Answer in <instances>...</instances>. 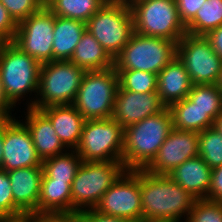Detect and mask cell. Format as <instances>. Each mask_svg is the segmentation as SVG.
Returning <instances> with one entry per match:
<instances>
[{"instance_id":"obj_1","label":"cell","mask_w":222,"mask_h":222,"mask_svg":"<svg viewBox=\"0 0 222 222\" xmlns=\"http://www.w3.org/2000/svg\"><path fill=\"white\" fill-rule=\"evenodd\" d=\"M142 221L179 222L189 216L197 198L168 175L140 169Z\"/></svg>"},{"instance_id":"obj_2","label":"cell","mask_w":222,"mask_h":222,"mask_svg":"<svg viewBox=\"0 0 222 222\" xmlns=\"http://www.w3.org/2000/svg\"><path fill=\"white\" fill-rule=\"evenodd\" d=\"M173 129L168 107L124 129L122 163L126 170L145 169Z\"/></svg>"},{"instance_id":"obj_3","label":"cell","mask_w":222,"mask_h":222,"mask_svg":"<svg viewBox=\"0 0 222 222\" xmlns=\"http://www.w3.org/2000/svg\"><path fill=\"white\" fill-rule=\"evenodd\" d=\"M86 30L114 60L134 32L129 4L124 0H107L86 22Z\"/></svg>"},{"instance_id":"obj_4","label":"cell","mask_w":222,"mask_h":222,"mask_svg":"<svg viewBox=\"0 0 222 222\" xmlns=\"http://www.w3.org/2000/svg\"><path fill=\"white\" fill-rule=\"evenodd\" d=\"M85 73V70L70 61L41 64L37 99L28 103V107L42 109L52 105L73 104Z\"/></svg>"},{"instance_id":"obj_5","label":"cell","mask_w":222,"mask_h":222,"mask_svg":"<svg viewBox=\"0 0 222 222\" xmlns=\"http://www.w3.org/2000/svg\"><path fill=\"white\" fill-rule=\"evenodd\" d=\"M118 87V73L114 66L86 71L72 105L85 120L112 118Z\"/></svg>"},{"instance_id":"obj_6","label":"cell","mask_w":222,"mask_h":222,"mask_svg":"<svg viewBox=\"0 0 222 222\" xmlns=\"http://www.w3.org/2000/svg\"><path fill=\"white\" fill-rule=\"evenodd\" d=\"M129 6L134 32L138 34L178 43L187 33L178 14L176 0H135Z\"/></svg>"},{"instance_id":"obj_7","label":"cell","mask_w":222,"mask_h":222,"mask_svg":"<svg viewBox=\"0 0 222 222\" xmlns=\"http://www.w3.org/2000/svg\"><path fill=\"white\" fill-rule=\"evenodd\" d=\"M122 162H82L71 185L72 213L94 209L125 171Z\"/></svg>"},{"instance_id":"obj_8","label":"cell","mask_w":222,"mask_h":222,"mask_svg":"<svg viewBox=\"0 0 222 222\" xmlns=\"http://www.w3.org/2000/svg\"><path fill=\"white\" fill-rule=\"evenodd\" d=\"M175 56H177L176 42L133 32L129 42L114 59V68L158 74Z\"/></svg>"},{"instance_id":"obj_9","label":"cell","mask_w":222,"mask_h":222,"mask_svg":"<svg viewBox=\"0 0 222 222\" xmlns=\"http://www.w3.org/2000/svg\"><path fill=\"white\" fill-rule=\"evenodd\" d=\"M124 128L112 118L85 120L76 153L84 162H122Z\"/></svg>"},{"instance_id":"obj_10","label":"cell","mask_w":222,"mask_h":222,"mask_svg":"<svg viewBox=\"0 0 222 222\" xmlns=\"http://www.w3.org/2000/svg\"><path fill=\"white\" fill-rule=\"evenodd\" d=\"M40 68L35 58L13 42L4 45L0 52V77L4 92L14 106L28 92H38Z\"/></svg>"},{"instance_id":"obj_11","label":"cell","mask_w":222,"mask_h":222,"mask_svg":"<svg viewBox=\"0 0 222 222\" xmlns=\"http://www.w3.org/2000/svg\"><path fill=\"white\" fill-rule=\"evenodd\" d=\"M94 210L132 222L142 221L140 169L125 170L102 195Z\"/></svg>"},{"instance_id":"obj_12","label":"cell","mask_w":222,"mask_h":222,"mask_svg":"<svg viewBox=\"0 0 222 222\" xmlns=\"http://www.w3.org/2000/svg\"><path fill=\"white\" fill-rule=\"evenodd\" d=\"M55 15L44 5L17 24L13 43L40 64L53 61Z\"/></svg>"},{"instance_id":"obj_13","label":"cell","mask_w":222,"mask_h":222,"mask_svg":"<svg viewBox=\"0 0 222 222\" xmlns=\"http://www.w3.org/2000/svg\"><path fill=\"white\" fill-rule=\"evenodd\" d=\"M177 57L183 62L193 85L217 83L222 59L205 36L186 33L177 43Z\"/></svg>"},{"instance_id":"obj_14","label":"cell","mask_w":222,"mask_h":222,"mask_svg":"<svg viewBox=\"0 0 222 222\" xmlns=\"http://www.w3.org/2000/svg\"><path fill=\"white\" fill-rule=\"evenodd\" d=\"M198 145V132L173 128L145 170L154 175H168L183 162L198 156Z\"/></svg>"},{"instance_id":"obj_15","label":"cell","mask_w":222,"mask_h":222,"mask_svg":"<svg viewBox=\"0 0 222 222\" xmlns=\"http://www.w3.org/2000/svg\"><path fill=\"white\" fill-rule=\"evenodd\" d=\"M34 166H42V161L37 156L28 128L15 118L5 119L1 169L11 171Z\"/></svg>"},{"instance_id":"obj_16","label":"cell","mask_w":222,"mask_h":222,"mask_svg":"<svg viewBox=\"0 0 222 222\" xmlns=\"http://www.w3.org/2000/svg\"><path fill=\"white\" fill-rule=\"evenodd\" d=\"M165 108L157 93H135L118 87L112 119L125 129Z\"/></svg>"},{"instance_id":"obj_17","label":"cell","mask_w":222,"mask_h":222,"mask_svg":"<svg viewBox=\"0 0 222 222\" xmlns=\"http://www.w3.org/2000/svg\"><path fill=\"white\" fill-rule=\"evenodd\" d=\"M14 204L24 214L38 216V200L40 197L42 166L18 168L7 171Z\"/></svg>"},{"instance_id":"obj_18","label":"cell","mask_w":222,"mask_h":222,"mask_svg":"<svg viewBox=\"0 0 222 222\" xmlns=\"http://www.w3.org/2000/svg\"><path fill=\"white\" fill-rule=\"evenodd\" d=\"M25 118L24 124L31 134L37 156L41 161L63 154L65 148L67 150L56 134L50 119L40 109L27 107Z\"/></svg>"},{"instance_id":"obj_19","label":"cell","mask_w":222,"mask_h":222,"mask_svg":"<svg viewBox=\"0 0 222 222\" xmlns=\"http://www.w3.org/2000/svg\"><path fill=\"white\" fill-rule=\"evenodd\" d=\"M157 81V94L166 107L185 99L193 86L183 62L177 56L157 74Z\"/></svg>"},{"instance_id":"obj_20","label":"cell","mask_w":222,"mask_h":222,"mask_svg":"<svg viewBox=\"0 0 222 222\" xmlns=\"http://www.w3.org/2000/svg\"><path fill=\"white\" fill-rule=\"evenodd\" d=\"M51 121L56 134L69 149L78 146L85 118L72 105H52L40 109Z\"/></svg>"},{"instance_id":"obj_21","label":"cell","mask_w":222,"mask_h":222,"mask_svg":"<svg viewBox=\"0 0 222 222\" xmlns=\"http://www.w3.org/2000/svg\"><path fill=\"white\" fill-rule=\"evenodd\" d=\"M212 169L201 156L183 162L168 176L197 199H207Z\"/></svg>"},{"instance_id":"obj_22","label":"cell","mask_w":222,"mask_h":222,"mask_svg":"<svg viewBox=\"0 0 222 222\" xmlns=\"http://www.w3.org/2000/svg\"><path fill=\"white\" fill-rule=\"evenodd\" d=\"M85 30V22L55 15L53 61H69Z\"/></svg>"},{"instance_id":"obj_23","label":"cell","mask_w":222,"mask_h":222,"mask_svg":"<svg viewBox=\"0 0 222 222\" xmlns=\"http://www.w3.org/2000/svg\"><path fill=\"white\" fill-rule=\"evenodd\" d=\"M69 61L85 71L105 70L114 66V60L87 30Z\"/></svg>"},{"instance_id":"obj_24","label":"cell","mask_w":222,"mask_h":222,"mask_svg":"<svg viewBox=\"0 0 222 222\" xmlns=\"http://www.w3.org/2000/svg\"><path fill=\"white\" fill-rule=\"evenodd\" d=\"M72 182L42 178L38 200V216L46 213H72Z\"/></svg>"},{"instance_id":"obj_25","label":"cell","mask_w":222,"mask_h":222,"mask_svg":"<svg viewBox=\"0 0 222 222\" xmlns=\"http://www.w3.org/2000/svg\"><path fill=\"white\" fill-rule=\"evenodd\" d=\"M168 108L175 129L200 133L214 126V119L206 111L196 107L188 97L172 103Z\"/></svg>"},{"instance_id":"obj_26","label":"cell","mask_w":222,"mask_h":222,"mask_svg":"<svg viewBox=\"0 0 222 222\" xmlns=\"http://www.w3.org/2000/svg\"><path fill=\"white\" fill-rule=\"evenodd\" d=\"M54 157L42 161L43 175L42 178H52L60 182H73L82 159L75 150H69ZM73 152V153H72Z\"/></svg>"},{"instance_id":"obj_27","label":"cell","mask_w":222,"mask_h":222,"mask_svg":"<svg viewBox=\"0 0 222 222\" xmlns=\"http://www.w3.org/2000/svg\"><path fill=\"white\" fill-rule=\"evenodd\" d=\"M107 0H46V7L56 16L87 22Z\"/></svg>"},{"instance_id":"obj_28","label":"cell","mask_w":222,"mask_h":222,"mask_svg":"<svg viewBox=\"0 0 222 222\" xmlns=\"http://www.w3.org/2000/svg\"><path fill=\"white\" fill-rule=\"evenodd\" d=\"M222 25V0H206L196 12L195 18L186 26L191 35L205 36Z\"/></svg>"},{"instance_id":"obj_29","label":"cell","mask_w":222,"mask_h":222,"mask_svg":"<svg viewBox=\"0 0 222 222\" xmlns=\"http://www.w3.org/2000/svg\"><path fill=\"white\" fill-rule=\"evenodd\" d=\"M187 97L214 120L222 112V91L216 84L193 85Z\"/></svg>"},{"instance_id":"obj_30","label":"cell","mask_w":222,"mask_h":222,"mask_svg":"<svg viewBox=\"0 0 222 222\" xmlns=\"http://www.w3.org/2000/svg\"><path fill=\"white\" fill-rule=\"evenodd\" d=\"M119 87L135 93H157V74L141 70H116Z\"/></svg>"},{"instance_id":"obj_31","label":"cell","mask_w":222,"mask_h":222,"mask_svg":"<svg viewBox=\"0 0 222 222\" xmlns=\"http://www.w3.org/2000/svg\"><path fill=\"white\" fill-rule=\"evenodd\" d=\"M199 156L213 169L222 165V134L215 127L199 133Z\"/></svg>"},{"instance_id":"obj_32","label":"cell","mask_w":222,"mask_h":222,"mask_svg":"<svg viewBox=\"0 0 222 222\" xmlns=\"http://www.w3.org/2000/svg\"><path fill=\"white\" fill-rule=\"evenodd\" d=\"M185 222H222V203L197 199Z\"/></svg>"},{"instance_id":"obj_33","label":"cell","mask_w":222,"mask_h":222,"mask_svg":"<svg viewBox=\"0 0 222 222\" xmlns=\"http://www.w3.org/2000/svg\"><path fill=\"white\" fill-rule=\"evenodd\" d=\"M0 2L16 24L38 12L45 5L44 0H0Z\"/></svg>"},{"instance_id":"obj_34","label":"cell","mask_w":222,"mask_h":222,"mask_svg":"<svg viewBox=\"0 0 222 222\" xmlns=\"http://www.w3.org/2000/svg\"><path fill=\"white\" fill-rule=\"evenodd\" d=\"M23 214L14 204L7 171L0 169V218L16 217Z\"/></svg>"},{"instance_id":"obj_35","label":"cell","mask_w":222,"mask_h":222,"mask_svg":"<svg viewBox=\"0 0 222 222\" xmlns=\"http://www.w3.org/2000/svg\"><path fill=\"white\" fill-rule=\"evenodd\" d=\"M206 0H176L180 20L185 27L195 18L196 12Z\"/></svg>"},{"instance_id":"obj_36","label":"cell","mask_w":222,"mask_h":222,"mask_svg":"<svg viewBox=\"0 0 222 222\" xmlns=\"http://www.w3.org/2000/svg\"><path fill=\"white\" fill-rule=\"evenodd\" d=\"M17 24L10 17L6 7L0 2V36L6 42H13Z\"/></svg>"},{"instance_id":"obj_37","label":"cell","mask_w":222,"mask_h":222,"mask_svg":"<svg viewBox=\"0 0 222 222\" xmlns=\"http://www.w3.org/2000/svg\"><path fill=\"white\" fill-rule=\"evenodd\" d=\"M207 200L222 203V165L212 169Z\"/></svg>"},{"instance_id":"obj_38","label":"cell","mask_w":222,"mask_h":222,"mask_svg":"<svg viewBox=\"0 0 222 222\" xmlns=\"http://www.w3.org/2000/svg\"><path fill=\"white\" fill-rule=\"evenodd\" d=\"M38 222H84L80 212L46 213L38 216Z\"/></svg>"},{"instance_id":"obj_39","label":"cell","mask_w":222,"mask_h":222,"mask_svg":"<svg viewBox=\"0 0 222 222\" xmlns=\"http://www.w3.org/2000/svg\"><path fill=\"white\" fill-rule=\"evenodd\" d=\"M84 222H132L128 219L102 215L94 209L84 210L80 212Z\"/></svg>"},{"instance_id":"obj_40","label":"cell","mask_w":222,"mask_h":222,"mask_svg":"<svg viewBox=\"0 0 222 222\" xmlns=\"http://www.w3.org/2000/svg\"><path fill=\"white\" fill-rule=\"evenodd\" d=\"M215 53L222 59V25L205 35Z\"/></svg>"},{"instance_id":"obj_41","label":"cell","mask_w":222,"mask_h":222,"mask_svg":"<svg viewBox=\"0 0 222 222\" xmlns=\"http://www.w3.org/2000/svg\"><path fill=\"white\" fill-rule=\"evenodd\" d=\"M13 106L14 105L9 101L4 92L3 83L0 77V118L13 119L14 117L11 116Z\"/></svg>"},{"instance_id":"obj_42","label":"cell","mask_w":222,"mask_h":222,"mask_svg":"<svg viewBox=\"0 0 222 222\" xmlns=\"http://www.w3.org/2000/svg\"><path fill=\"white\" fill-rule=\"evenodd\" d=\"M0 222H38V216L34 214H23L16 217L0 218Z\"/></svg>"},{"instance_id":"obj_43","label":"cell","mask_w":222,"mask_h":222,"mask_svg":"<svg viewBox=\"0 0 222 222\" xmlns=\"http://www.w3.org/2000/svg\"><path fill=\"white\" fill-rule=\"evenodd\" d=\"M4 118H0V169L3 160V143H4Z\"/></svg>"},{"instance_id":"obj_44","label":"cell","mask_w":222,"mask_h":222,"mask_svg":"<svg viewBox=\"0 0 222 222\" xmlns=\"http://www.w3.org/2000/svg\"><path fill=\"white\" fill-rule=\"evenodd\" d=\"M217 131L222 134V112L219 116L216 117V119L214 120V126Z\"/></svg>"},{"instance_id":"obj_45","label":"cell","mask_w":222,"mask_h":222,"mask_svg":"<svg viewBox=\"0 0 222 222\" xmlns=\"http://www.w3.org/2000/svg\"><path fill=\"white\" fill-rule=\"evenodd\" d=\"M216 85L222 91V67H221L220 75H219V78H218V81H217Z\"/></svg>"},{"instance_id":"obj_46","label":"cell","mask_w":222,"mask_h":222,"mask_svg":"<svg viewBox=\"0 0 222 222\" xmlns=\"http://www.w3.org/2000/svg\"><path fill=\"white\" fill-rule=\"evenodd\" d=\"M7 42L0 36V52L1 50L3 49L4 45L6 44Z\"/></svg>"},{"instance_id":"obj_47","label":"cell","mask_w":222,"mask_h":222,"mask_svg":"<svg viewBox=\"0 0 222 222\" xmlns=\"http://www.w3.org/2000/svg\"><path fill=\"white\" fill-rule=\"evenodd\" d=\"M126 3L130 4L131 2L135 1V0H124Z\"/></svg>"},{"instance_id":"obj_48","label":"cell","mask_w":222,"mask_h":222,"mask_svg":"<svg viewBox=\"0 0 222 222\" xmlns=\"http://www.w3.org/2000/svg\"><path fill=\"white\" fill-rule=\"evenodd\" d=\"M140 222H157V221H140Z\"/></svg>"}]
</instances>
